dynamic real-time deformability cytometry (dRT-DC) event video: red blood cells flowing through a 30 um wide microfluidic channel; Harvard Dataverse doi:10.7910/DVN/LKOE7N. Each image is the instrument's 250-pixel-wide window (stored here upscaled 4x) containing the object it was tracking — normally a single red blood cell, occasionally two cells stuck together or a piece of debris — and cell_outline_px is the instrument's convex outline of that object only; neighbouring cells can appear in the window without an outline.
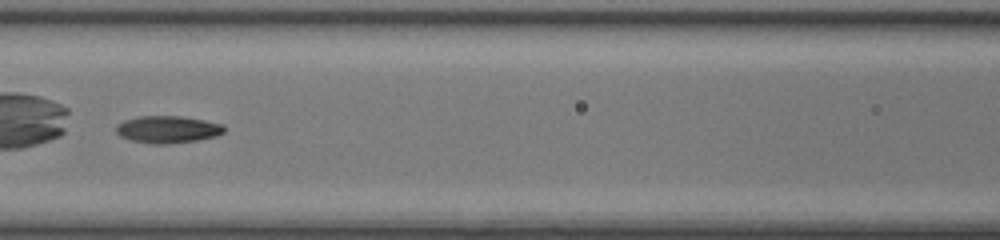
{"species": "common noctule bat (a hibernating species)", "species_latin": "Nyctalus noctula", "temperature_condition": "room temperature", "stored_images_in_passage": 47, "camera_frame_rate_fps": 3000, "um_per_image_px": 0.085, "animal": {"sex": "female", "body_mass_g": 17.0, "forearm_length_mm": 48.0}, "frame": {"image": 1, "passage_image": 21, "time_ms": 6.667, "image_size_px": [1000, 240], "cell_outline_px": [[224, 132], [216, 136], [196, 140], [168, 144], [152, 144], [132, 140], [120, 136], [116, 132], [116, 124], [124, 120], [140, 116], [180, 116], [204, 120], [224, 124]], "centroid_in_image_um": [14.24, 10.99], "position_along_channel_um": 152.4, "area_um2": 17.11}, "authors_computed_cell_mechanics": {"area_um2": 17.7446, "velocity_mm_per_s": 4.2357, "shape_relaxation_time_tau1_ms": 4.5847, "shape_relaxation_time_tau2_ms": 5.5493, "deformation_change_tau1": 0.1823, "deformation_change_tau2": 0.1138}}